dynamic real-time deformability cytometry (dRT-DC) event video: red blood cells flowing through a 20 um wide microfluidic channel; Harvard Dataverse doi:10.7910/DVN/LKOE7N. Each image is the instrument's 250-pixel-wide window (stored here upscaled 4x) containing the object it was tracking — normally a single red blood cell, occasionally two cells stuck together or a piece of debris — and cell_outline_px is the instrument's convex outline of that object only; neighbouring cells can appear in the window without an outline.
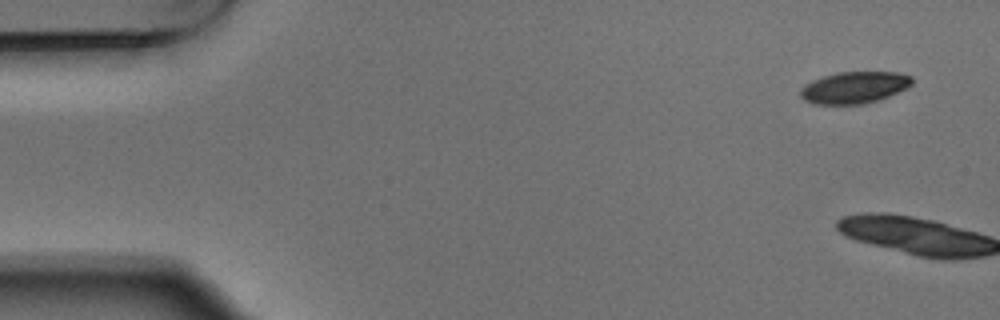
{"species": "Egyptian fruit bat (a non-hibernating species)", "species_latin": "Rousettus aegyptiacus", "temperature_condition": "warm", "stored_images_in_passage": 5, "camera_frame_rate_fps": 3000, "um_per_image_px": 0.085, "animal": {"sex": "male"}, "frame": {"image": 1, "passage_image": 1, "time_ms": 0.0, "image_size_px": [1000, 320], "cell_outline_px": [[912, 84], [908, 88], [888, 96], [876, 100], [860, 104], [816, 104], [804, 100], [800, 96], [800, 88], [804, 84], [812, 80], [836, 72], [900, 72], [912, 76]], "centroid_in_image_um": [72.61, 7.42], "position_along_channel_um": 12.4, "area_um2": 20.69}}